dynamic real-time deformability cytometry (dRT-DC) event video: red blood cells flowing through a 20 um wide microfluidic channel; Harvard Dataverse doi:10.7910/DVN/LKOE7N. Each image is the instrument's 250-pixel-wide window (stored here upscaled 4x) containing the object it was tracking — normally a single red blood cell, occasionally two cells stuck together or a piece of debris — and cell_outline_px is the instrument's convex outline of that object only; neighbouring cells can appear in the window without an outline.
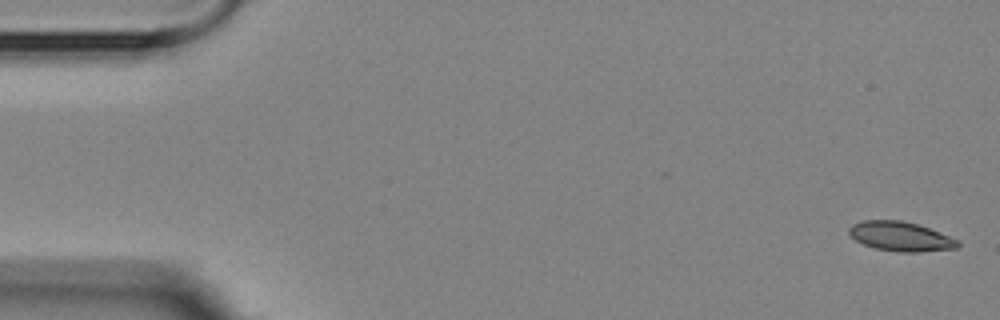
{"species": "Egyptian fruit bat (a non-hibernating species)", "species_latin": "Rousettus aegyptiacus", "temperature_condition": "room temperature", "stored_images_in_passage": 5, "camera_frame_rate_fps": 3000, "um_per_image_px": 0.085, "animal": {"sex": "female"}, "frame": {"image": 1, "passage_image": 1, "time_ms": 0.0, "image_size_px": [1000, 320], "cell_outline_px": [[960, 244], [956, 248], [916, 252], [900, 252], [876, 248], [864, 244], [856, 240], [848, 232], [848, 228], [852, 224], [864, 220], [900, 220], [916, 224], [928, 228], [960, 240]], "centroid_in_image_um": [76.55, 20.09], "position_along_channel_um": 8.5, "area_um2": 18.44}}
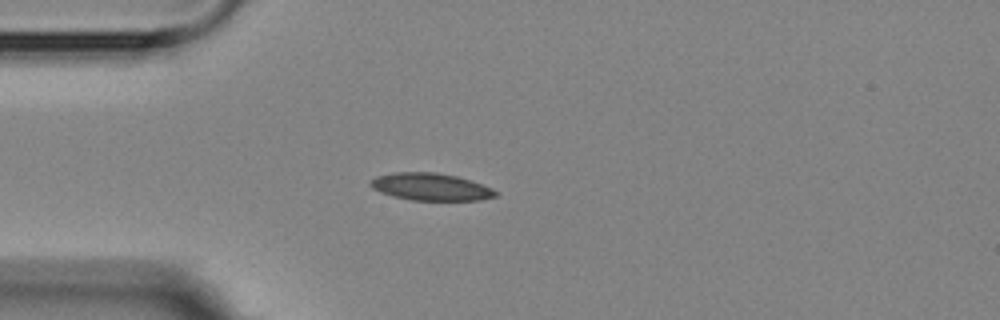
{"frame": {"image": 2, "passage_image": 5, "time_ms": 4.333, "image_size_px": [1000, 320], "cell_outline_px": [[496, 196], [480, 200], [412, 200], [392, 196], [380, 192], [372, 188], [368, 184], [376, 176], [392, 172], [436, 172], [456, 176], [492, 188], [496, 192]], "centroid_in_image_um": [36.56, 15.88], "position_along_channel_um": 48.4, "area_um2": 19.77}}